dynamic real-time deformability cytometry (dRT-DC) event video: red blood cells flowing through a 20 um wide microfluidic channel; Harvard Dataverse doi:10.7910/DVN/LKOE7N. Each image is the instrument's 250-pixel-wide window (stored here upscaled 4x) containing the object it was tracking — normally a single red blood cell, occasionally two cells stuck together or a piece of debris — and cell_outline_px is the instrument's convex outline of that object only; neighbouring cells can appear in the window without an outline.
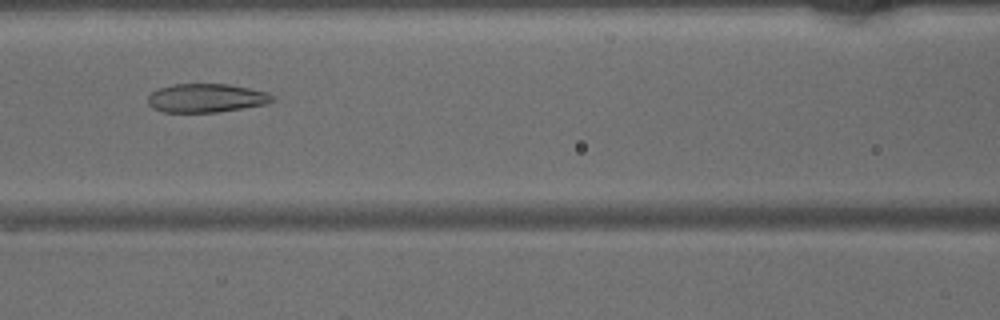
{"species": "common noctule bat (a hibernating species)", "species_latin": "Nyctalus noctula", "temperature_condition": "warm", "stored_images_in_passage": 39, "camera_frame_rate_fps": 3000, "um_per_image_px": 0.085, "animal": {"sex": "male", "body_mass_g": 15.6}, "frame": {"image": 1, "passage_image": 13, "time_ms": 4.0, "image_size_px": [1000, 320], "cell_outline_px": [[272, 100], [268, 104], [220, 112], [164, 112], [152, 108], [148, 104], [148, 96], [152, 92], [160, 88], [172, 84], [228, 84], [268, 92], [272, 96]], "centroid_in_image_um": [17.52, 8.34], "position_along_channel_um": 149.1, "area_um2": 20.81}}
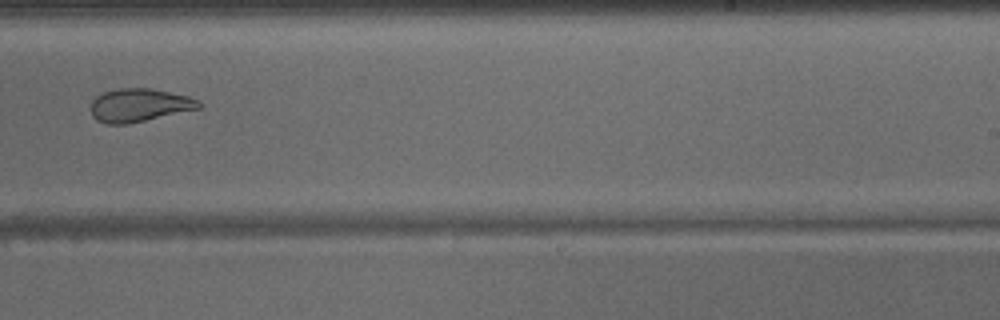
{"frame": {"image": 2, "passage_image": 22, "time_ms": 7.0, "image_size_px": [1000, 320], "cell_outline_px": [[204, 104], [200, 108], [128, 124], [108, 124], [96, 120], [92, 116], [92, 100], [96, 96], [104, 92], [120, 88], [152, 88], [188, 96], [200, 100]], "centroid_in_image_um": [11.86, 8.93], "position_along_channel_um": 277.1, "area_um2": 20.92}}
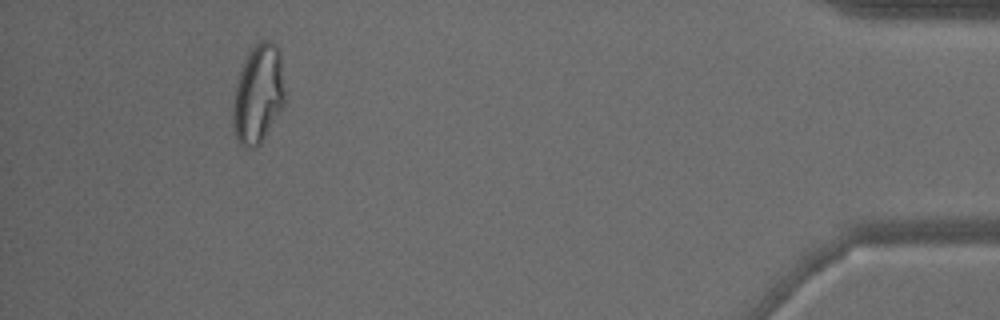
{"frame": {"image": 3, "passage_image": 36, "time_ms": 11.667, "image_size_px": [1000, 320], "cell_outline_px": [[284, 104], [260, 144], [252, 148], [244, 148], [236, 140], [232, 124], [232, 108], [236, 88], [240, 72], [252, 48], [260, 40], [268, 40], [276, 44], [280, 52], [284, 92]], "centroid_in_image_um": [21.94, 8.03], "position_along_channel_um": 413.3, "area_um2": 29.54}}